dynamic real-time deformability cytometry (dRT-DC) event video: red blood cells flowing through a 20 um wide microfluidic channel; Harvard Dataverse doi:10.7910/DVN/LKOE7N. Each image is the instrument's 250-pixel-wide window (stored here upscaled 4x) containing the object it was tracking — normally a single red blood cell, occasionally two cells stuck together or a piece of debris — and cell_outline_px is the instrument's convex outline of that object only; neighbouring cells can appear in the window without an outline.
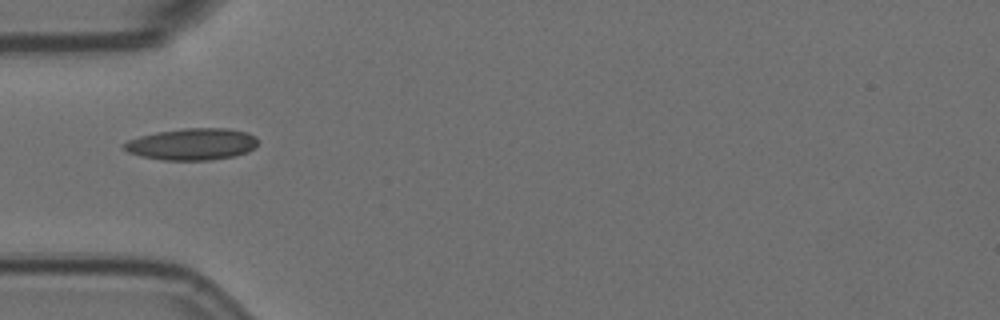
{"species": "Egyptian fruit bat (a non-hibernating species)", "species_latin": "Rousettus aegyptiacus", "temperature_condition": "room temperature", "stored_images_in_passage": 4, "camera_frame_rate_fps": 3000, "um_per_image_px": 0.085, "animal": {"sex": "female"}, "frame": {"image": 1, "passage_image": 1, "time_ms": 0.0, "image_size_px": [1000, 320], "cell_outline_px": [[260, 140], [248, 152], [236, 156], [212, 160], [164, 160], [140, 156], [128, 152], [124, 148], [124, 144], [128, 140], [140, 136], [156, 132], [184, 128], [228, 128], [248, 132], [256, 136]], "centroid_in_image_um": [16.37, 12.25], "position_along_channel_um": 68.6, "area_um2": 24.91}}
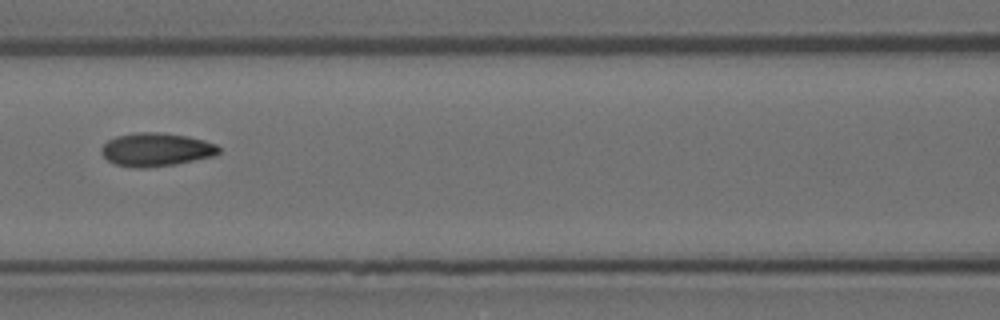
{"frame": {"image": 2, "passage_image": 3, "time_ms": 0.667, "image_size_px": [1000, 320], "cell_outline_px": [[220, 152], [212, 156], [176, 164], [144, 168], [136, 168], [116, 164], [108, 160], [100, 152], [100, 148], [108, 140], [116, 136], [136, 132], [160, 132], [188, 136], [204, 140], [216, 144], [220, 148]], "centroid_in_image_um": [13.26, 12.7], "position_along_channel_um": 153.3, "area_um2": 22.83}}
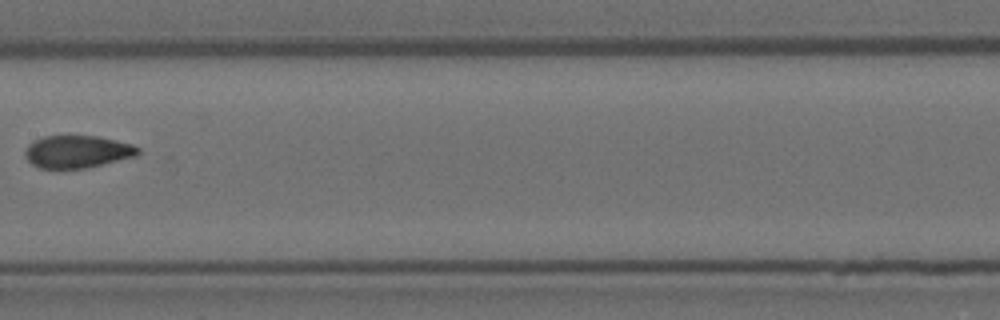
{"frame": {"image": 3, "passage_image": 4, "time_ms": 1.0, "image_size_px": [1000, 320], "cell_outline_px": [[140, 152], [136, 156], [88, 168], [40, 168], [32, 164], [24, 156], [24, 152], [28, 144], [32, 140], [44, 136], [100, 136], [132, 144], [140, 148]], "centroid_in_image_um": [6.57, 12.89], "position_along_channel_um": 200.8, "area_um2": 21.56}}